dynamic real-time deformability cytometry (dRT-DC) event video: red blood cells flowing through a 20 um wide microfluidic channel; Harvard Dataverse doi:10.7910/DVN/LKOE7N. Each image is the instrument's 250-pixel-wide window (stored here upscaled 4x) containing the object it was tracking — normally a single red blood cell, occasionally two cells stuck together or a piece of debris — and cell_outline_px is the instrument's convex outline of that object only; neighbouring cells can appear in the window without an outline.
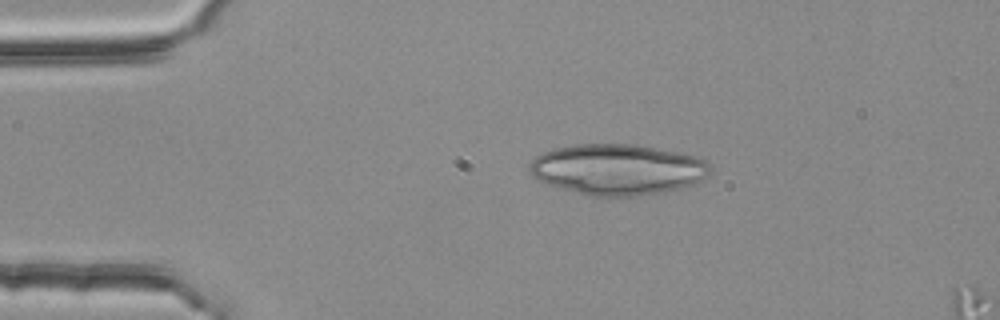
{"species": "common noctule bat (a hibernating species)", "species_latin": "Nyctalus noctula", "temperature_condition": "room temperature", "stored_images_in_passage": 6, "camera_frame_rate_fps": 3000, "um_per_image_px": 0.085, "animal": {"sex": "female", "body_mass_g": 25.1}, "frame": {"image": 1, "passage_image": 2, "time_ms": 0.333, "image_size_px": [1000, 320], "cell_outline_px": [[708, 176], [692, 184], [676, 188], [640, 196], [588, 196], [548, 184], [532, 176], [528, 168], [532, 160], [536, 156], [544, 152], [556, 148], [576, 144], [636, 144], [696, 156], [704, 160], [708, 164]], "centroid_in_image_um": [52.44, 14.4], "position_along_channel_um": 32.6, "area_um2": 53.0}}